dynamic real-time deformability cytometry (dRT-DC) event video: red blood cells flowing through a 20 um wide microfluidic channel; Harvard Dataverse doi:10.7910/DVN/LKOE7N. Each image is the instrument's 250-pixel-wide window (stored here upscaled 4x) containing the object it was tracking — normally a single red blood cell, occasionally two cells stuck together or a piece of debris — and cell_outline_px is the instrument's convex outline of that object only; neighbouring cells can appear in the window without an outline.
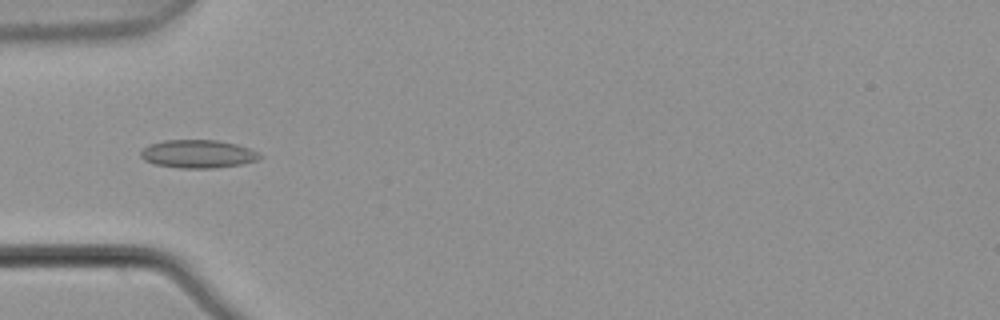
{"species": "common noctule bat (a hibernating species)", "species_latin": "Nyctalus noctula", "temperature_condition": "warm", "stored_images_in_passage": 4, "camera_frame_rate_fps": 3000, "um_per_image_px": 0.085, "animal": {"sex": "male", "body_mass_g": 21.5, "forearm_length_mm": 52.0}, "frame": {"image": 1, "passage_image": 3, "time_ms": 0.667, "image_size_px": [1000, 320], "cell_outline_px": [[264, 156], [256, 160], [240, 164], [212, 168], [180, 168], [152, 164], [144, 160], [140, 156], [140, 152], [148, 144], [164, 140], [216, 140], [236, 144], [248, 148]], "centroid_in_image_um": [16.77, 13.08], "position_along_channel_um": 68.2, "area_um2": 19.48}}
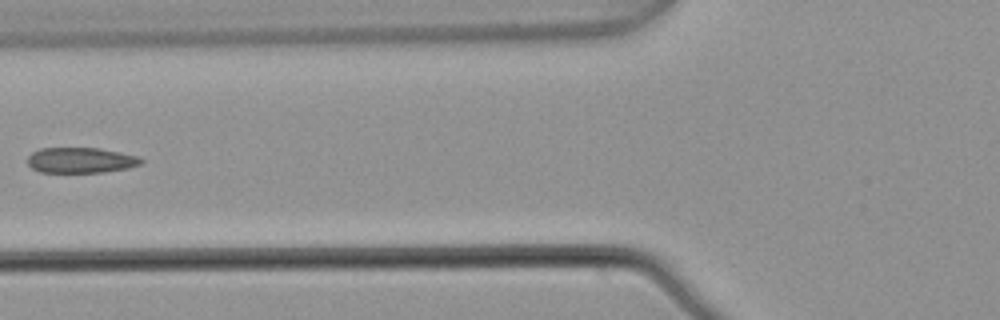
{"frame": {"image": 2, "passage_image": 4, "time_ms": 1.0, "image_size_px": [1000, 320], "cell_outline_px": [[144, 164], [128, 168], [104, 172], [40, 172], [32, 168], [28, 164], [28, 156], [32, 152], [40, 148], [100, 148], [140, 156], [144, 160]], "centroid_in_image_um": [6.92, 13.61], "position_along_channel_um": 118.9, "area_um2": 17.05}}